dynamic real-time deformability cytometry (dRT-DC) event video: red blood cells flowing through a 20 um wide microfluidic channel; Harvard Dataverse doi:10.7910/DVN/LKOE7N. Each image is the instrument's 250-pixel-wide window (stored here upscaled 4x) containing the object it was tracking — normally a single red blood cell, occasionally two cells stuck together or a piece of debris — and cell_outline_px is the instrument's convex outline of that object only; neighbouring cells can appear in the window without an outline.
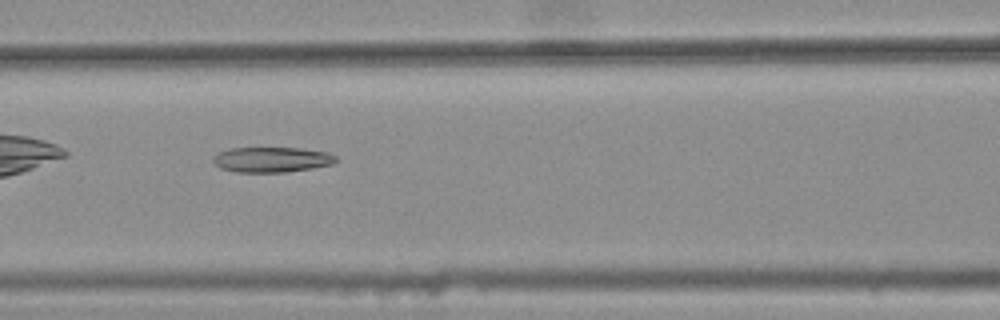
{"species": "common noctule bat (a hibernating species)", "species_latin": "Nyctalus noctula", "temperature_condition": "warm", "stored_images_in_passage": 10, "camera_frame_rate_fps": 3000, "um_per_image_px": 0.085, "animal": {"sex": "female", "body_mass_g": 25.1}, "frame": {"image": 1, "passage_image": 6, "time_ms": 1.667, "image_size_px": [1000, 320], "cell_outline_px": [[336, 160], [332, 164], [312, 168], [288, 172], [236, 172], [220, 168], [212, 160], [212, 156], [228, 148], [300, 148], [328, 152], [336, 156]], "centroid_in_image_um": [23.08, 13.56], "position_along_channel_um": 143.5, "area_um2": 18.09}}
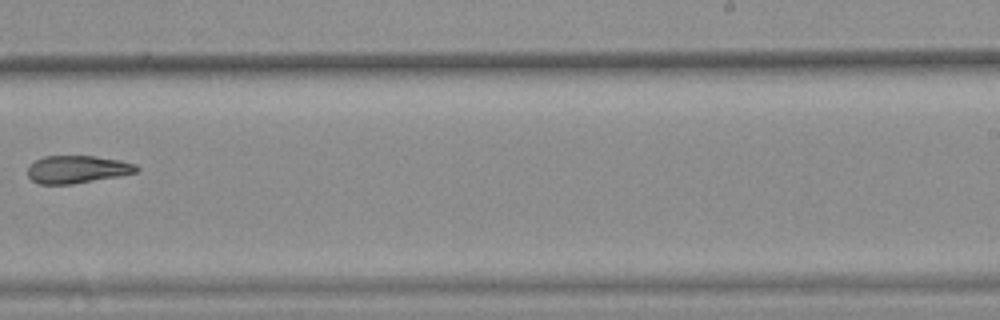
{"frame": {"image": 2, "passage_image": 9, "time_ms": 2.667, "image_size_px": [1000, 320], "cell_outline_px": [[140, 168], [136, 172], [120, 176], [72, 184], [40, 184], [32, 180], [28, 176], [28, 168], [36, 160], [44, 156], [92, 156], [120, 160], [136, 164]], "centroid_in_image_um": [6.58, 14.4], "position_along_channel_um": 282.4, "area_um2": 17.46}}
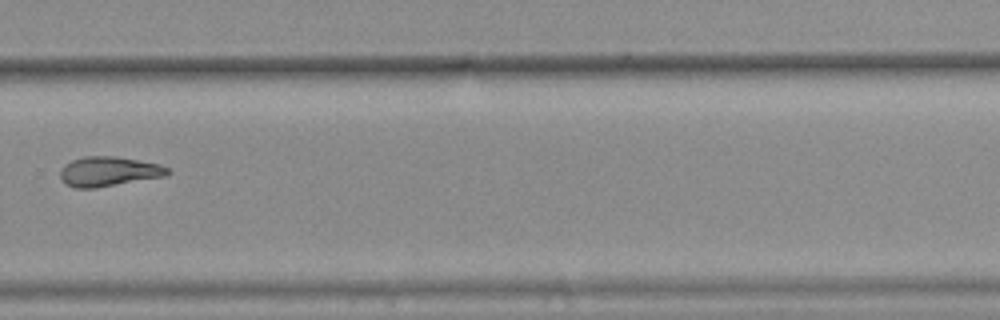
{"frame": {"image": 3, "passage_image": 10, "time_ms": 3.0, "image_size_px": [1000, 320], "cell_outline_px": [[172, 172], [168, 176], [96, 188], [76, 188], [64, 184], [60, 180], [60, 168], [64, 164], [72, 160], [84, 156], [116, 156], [160, 164], [168, 168]], "centroid_in_image_um": [9.24, 14.58], "position_along_channel_um": 320.6, "area_um2": 18.96}}